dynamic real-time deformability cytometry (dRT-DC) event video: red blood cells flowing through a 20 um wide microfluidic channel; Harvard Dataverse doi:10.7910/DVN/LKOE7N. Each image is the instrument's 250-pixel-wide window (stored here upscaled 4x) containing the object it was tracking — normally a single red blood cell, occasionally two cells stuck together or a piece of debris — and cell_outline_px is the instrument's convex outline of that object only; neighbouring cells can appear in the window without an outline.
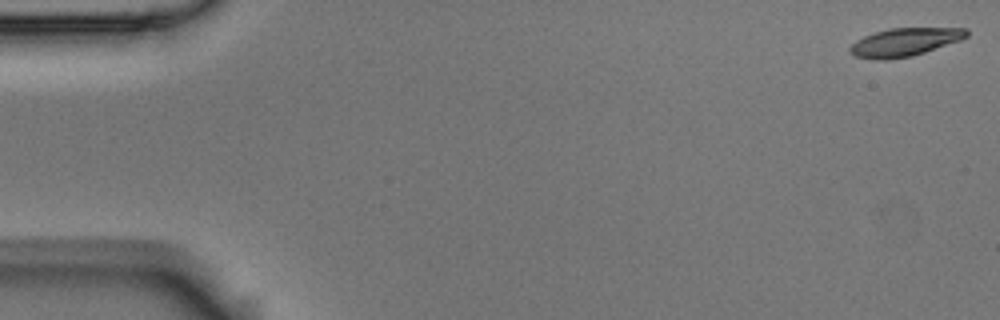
{"species": "Egyptian fruit bat (a non-hibernating species)", "species_latin": "Rousettus aegyptiacus", "temperature_condition": "room temperature", "stored_images_in_passage": 11, "camera_frame_rate_fps": 3000, "um_per_image_px": 0.085, "animal": {"sex": "male"}, "frame": {"image": 1, "passage_image": 1, "time_ms": 0.0, "image_size_px": [1000, 320], "cell_outline_px": [[968, 36], [960, 40], [912, 56], [884, 60], [876, 60], [856, 56], [848, 52], [848, 48], [856, 40], [864, 36], [888, 28], [968, 28]], "centroid_in_image_um": [76.87, 3.58], "position_along_channel_um": 8.1, "area_um2": 19.07}}
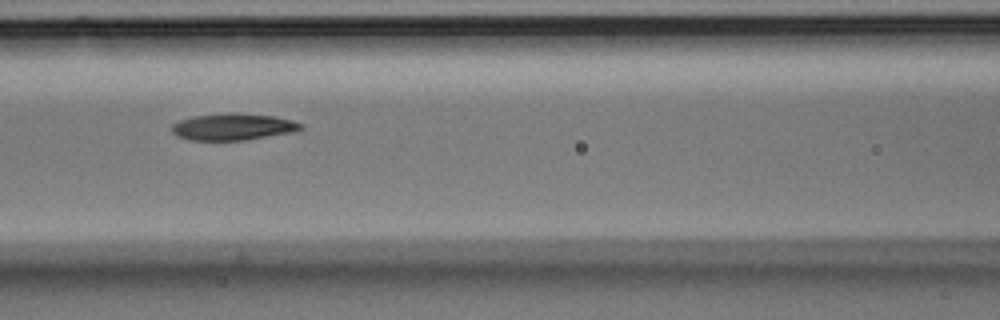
{"frame": {"image": 2, "passage_image": 7, "time_ms": 2.0, "image_size_px": [1000, 320], "cell_outline_px": [[304, 128], [296, 132], [248, 140], [188, 140], [176, 136], [172, 132], [172, 124], [180, 120], [192, 116], [224, 112], [236, 112], [272, 116], [292, 120], [304, 124]], "centroid_in_image_um": [19.83, 10.77], "position_along_channel_um": 146.8, "area_um2": 20.58}}
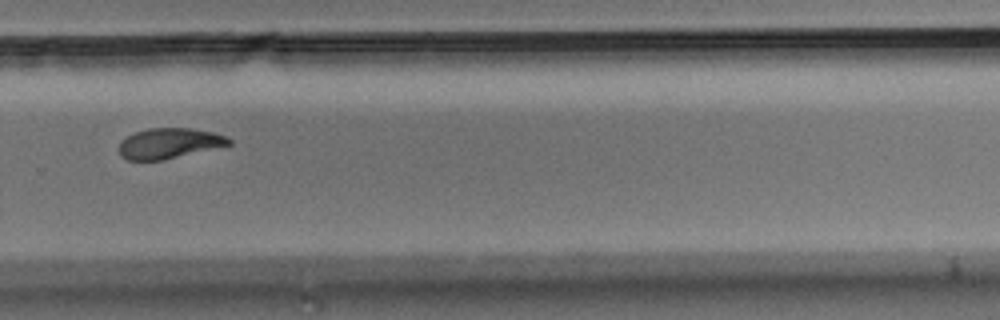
{"frame": {"image": 3, "passage_image": 11, "time_ms": 3.333, "image_size_px": [1000, 320], "cell_outline_px": [[232, 144], [160, 160], [128, 160], [120, 156], [120, 144], [128, 136], [136, 132], [148, 128], [192, 128], [212, 132], [224, 136], [232, 140]], "centroid_in_image_um": [14.38, 12.17], "position_along_channel_um": 315.4, "area_um2": 19.02}}